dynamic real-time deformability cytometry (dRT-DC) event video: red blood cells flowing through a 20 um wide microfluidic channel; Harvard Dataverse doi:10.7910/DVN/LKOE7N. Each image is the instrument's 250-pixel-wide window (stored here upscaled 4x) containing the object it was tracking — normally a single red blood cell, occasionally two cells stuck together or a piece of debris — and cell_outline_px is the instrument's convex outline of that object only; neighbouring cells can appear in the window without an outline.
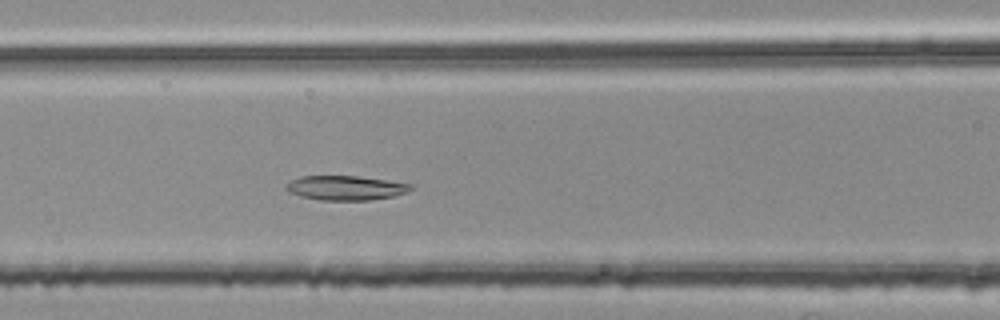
{"species": "common noctule bat (a hibernating species)", "species_latin": "Nyctalus noctula", "temperature_condition": "room temperature", "stored_images_in_passage": 38, "camera_frame_rate_fps": 3000, "um_per_image_px": 0.085, "animal": {"sex": "female", "body_mass_g": 25.1}, "frame": {"image": 1, "passage_image": 10, "time_ms": 3.0, "image_size_px": [1000, 320], "cell_outline_px": [[412, 188], [408, 192], [396, 196], [368, 200], [320, 200], [300, 196], [288, 192], [284, 188], [284, 184], [300, 176], [356, 176], [412, 184]], "centroid_in_image_um": [29.34, 15.97], "position_along_channel_um": 137.3, "area_um2": 17.8}}
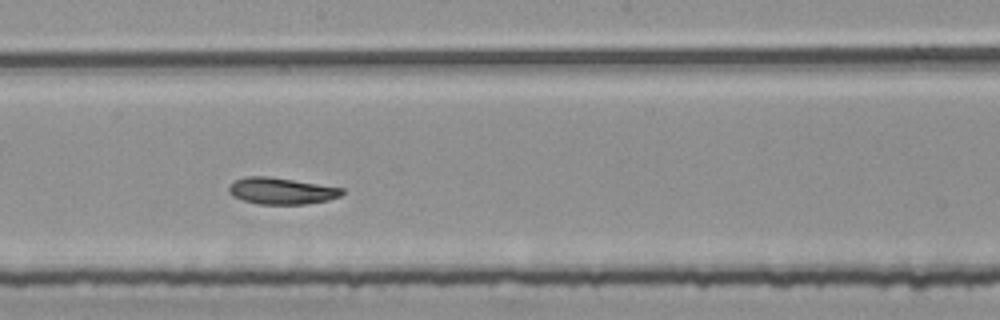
{"frame": {"image": 2, "passage_image": 17, "time_ms": 5.333, "image_size_px": [1000, 320], "cell_outline_px": [[344, 192], [340, 196], [328, 200], [304, 204], [260, 204], [244, 200], [232, 196], [228, 192], [228, 188], [236, 180], [244, 176], [268, 176], [344, 188]], "centroid_in_image_um": [23.92, 16.22], "position_along_channel_um": 224.3, "area_um2": 17.4}}
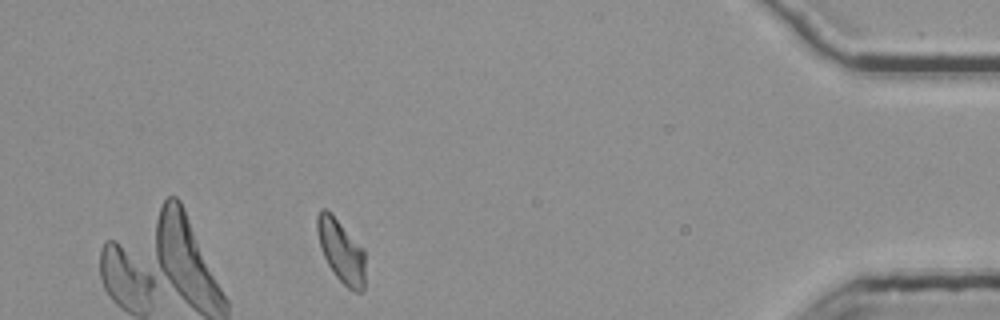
{"frame": {"image": 3, "passage_image": 36, "time_ms": 11.667, "image_size_px": [1000, 320], "cell_outline_px": [[364, 292], [356, 292], [348, 288], [336, 276], [328, 264], [324, 256], [320, 244], [316, 228], [316, 216], [320, 208], [324, 208], [364, 248]], "centroid_in_image_um": [29.0, 21.36], "position_along_channel_um": 406.2, "area_um2": 17.22}, "authors_computed_cell_mechanics": {"area_um2": 17.5712, "velocity_mm_per_s": 3.735, "shape_relaxation_time_tau1_ms": null, "shape_relaxation_time_tau2_ms": 10.1254, "deformation_change_tau1": null, "deformation_change_tau2": 0.1743}}